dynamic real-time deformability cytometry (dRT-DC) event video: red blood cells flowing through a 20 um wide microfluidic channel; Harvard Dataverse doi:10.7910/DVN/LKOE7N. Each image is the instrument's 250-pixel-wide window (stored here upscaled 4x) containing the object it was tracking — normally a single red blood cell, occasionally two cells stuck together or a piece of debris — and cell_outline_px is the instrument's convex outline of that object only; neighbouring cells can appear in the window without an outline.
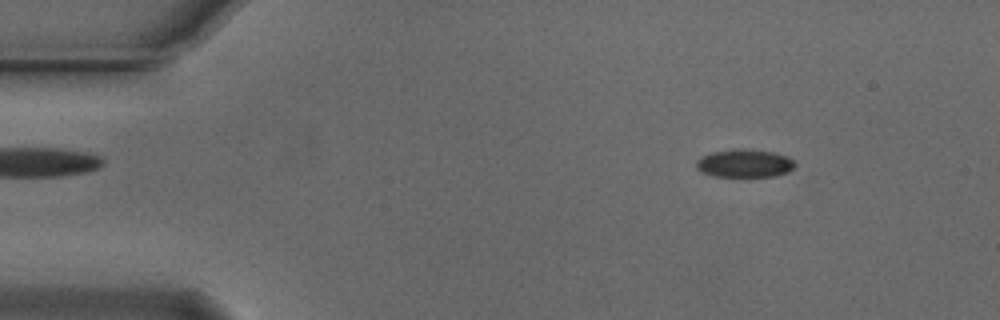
{"species": "Egyptian fruit bat (a non-hibernating species)", "species_latin": "Rousettus aegyptiacus", "temperature_condition": "cold", "stored_images_in_passage": 54, "camera_frame_rate_fps": 3000, "um_per_image_px": 0.085, "animal": {"sex": "male"}, "frame": {"image": 1, "passage_image": 7, "time_ms": 2.0, "image_size_px": [1000, 320], "cell_outline_px": [[796, 164], [788, 172], [776, 176], [712, 176], [700, 172], [696, 168], [696, 160], [712, 152], [772, 152], [788, 156]], "centroid_in_image_um": [63.29, 13.95], "position_along_channel_um": 21.7, "area_um2": 15.2}}
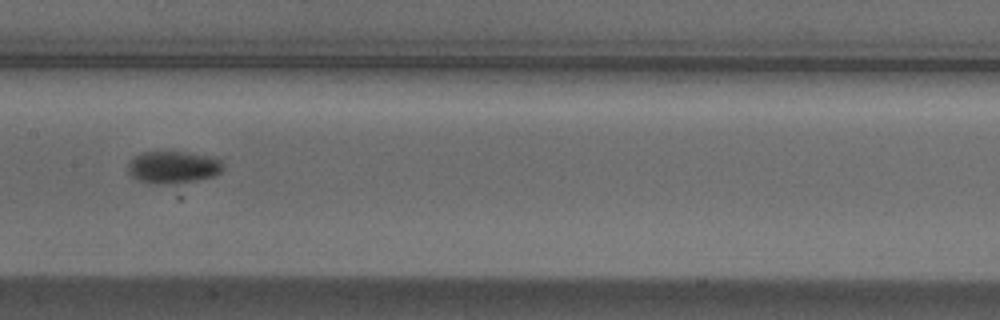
{"frame": {"image": 2, "passage_image": 27, "time_ms": 8.667, "image_size_px": [1000, 320], "cell_outline_px": [[224, 168], [220, 172], [212, 176], [196, 180], [176, 184], [148, 184], [132, 176], [128, 172], [128, 164], [136, 156], [144, 152], [184, 152], [212, 156], [220, 160], [224, 164]], "centroid_in_image_um": [14.73, 14.22], "position_along_channel_um": 192.7, "area_um2": 17.86}}
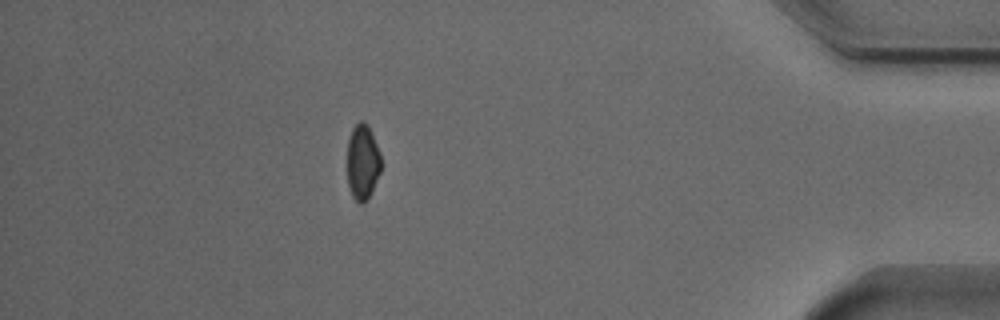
{"frame": {"image": 3, "passage_image": 48, "time_ms": 15.667, "image_size_px": [1000, 320], "cell_outline_px": [[380, 172], [368, 200], [364, 204], [360, 204], [352, 196], [348, 184], [348, 140], [352, 128], [360, 120], [364, 120], [368, 124], [380, 152]], "centroid_in_image_um": [30.82, 13.77], "position_along_channel_um": 404.4, "area_um2": 14.91}, "authors_computed_cell_mechanics": {"area_um2": 16.0973, "velocity_mm_per_s": 3.7362, "shape_relaxation_time_tau1_ms": 2.5793, "shape_relaxation_time_tau2_ms": null, "deformation_change_tau1": 0.0643, "deformation_change_tau2": null}}